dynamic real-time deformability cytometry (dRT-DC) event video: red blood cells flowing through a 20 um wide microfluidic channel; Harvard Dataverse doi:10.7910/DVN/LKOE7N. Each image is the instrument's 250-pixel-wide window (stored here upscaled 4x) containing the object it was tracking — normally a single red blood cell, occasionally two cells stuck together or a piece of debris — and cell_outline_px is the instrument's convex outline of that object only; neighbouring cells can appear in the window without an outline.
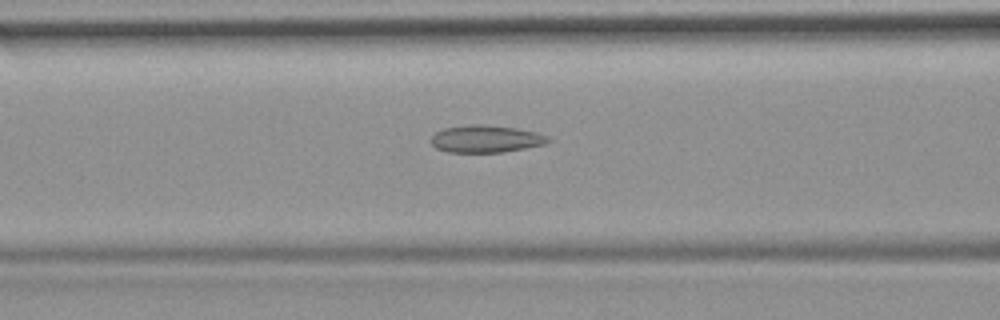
{"species": "common noctule bat (a hibernating species)", "species_latin": "Nyctalus noctula", "temperature_condition": "room temperature", "stored_images_in_passage": 34, "camera_frame_rate_fps": 3000, "um_per_image_px": 0.085, "animal": {"sex": "female", "body_mass_g": 19.9}, "frame": {"image": 1, "passage_image": 6, "time_ms": 1.667, "image_size_px": [1000, 320], "cell_outline_px": [[552, 140], [544, 144], [504, 152], [448, 152], [436, 148], [432, 144], [432, 136], [436, 132], [444, 128], [468, 124], [480, 124], [516, 128], [536, 132], [548, 136]], "centroid_in_image_um": [41.3, 11.8], "position_along_channel_um": 125.3, "area_um2": 18.55}}
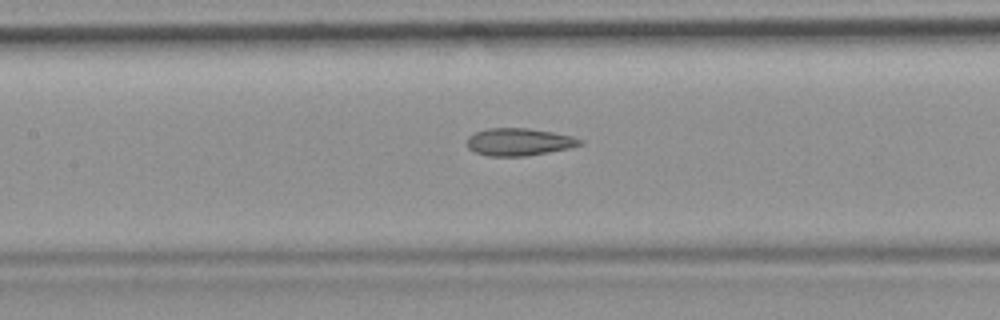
{"frame": {"image": 2, "passage_image": 9, "time_ms": 2.667, "image_size_px": [1000, 320], "cell_outline_px": [[584, 144], [568, 148], [528, 156], [488, 156], [472, 152], [468, 148], [468, 136], [476, 132], [488, 128], [528, 128], [552, 132], [572, 136], [584, 140]], "centroid_in_image_um": [44.11, 12.07], "position_along_channel_um": 163.3, "area_um2": 18.15}}
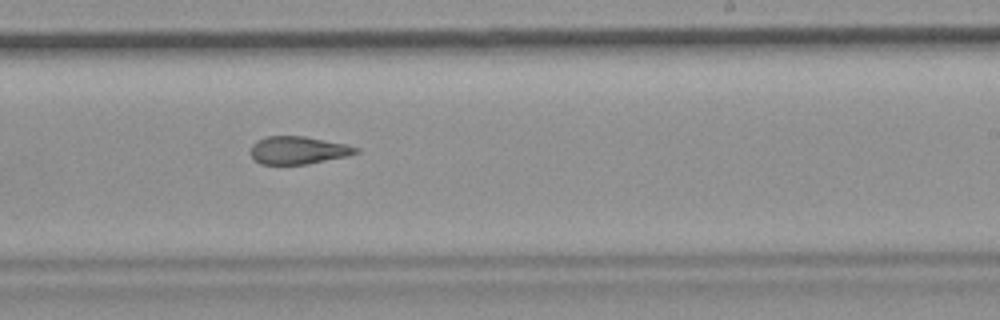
{"frame": {"image": 3, "passage_image": 17, "time_ms": 5.333, "image_size_px": [1000, 320], "cell_outline_px": [[360, 152], [348, 156], [308, 164], [260, 164], [252, 156], [252, 144], [256, 140], [268, 136], [304, 136], [344, 144], [360, 148]], "centroid_in_image_um": [25.37, 12.77], "position_along_channel_um": 263.6, "area_um2": 16.94}, "authors_computed_cell_mechanics": {"area_um2": 17.629, "velocity_mm_per_s": 3.7844, "shape_relaxation_time_tau1_ms": null, "shape_relaxation_time_tau2_ms": 2.8955, "deformation_change_tau1": null, "deformation_change_tau2": 0.1253}}